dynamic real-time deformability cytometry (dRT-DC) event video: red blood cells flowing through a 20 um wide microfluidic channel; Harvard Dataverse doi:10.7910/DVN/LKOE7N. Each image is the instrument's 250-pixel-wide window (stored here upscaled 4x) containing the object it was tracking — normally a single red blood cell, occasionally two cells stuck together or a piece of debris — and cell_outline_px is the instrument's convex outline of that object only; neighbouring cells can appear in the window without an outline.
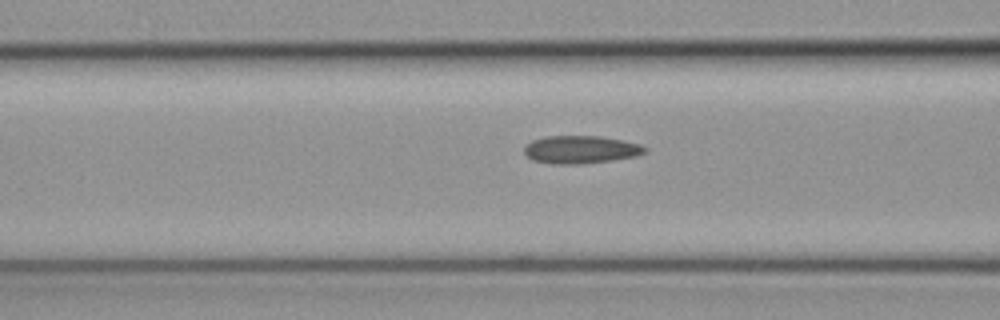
{"species": "common noctule bat (a hibernating species)", "species_latin": "Nyctalus noctula", "temperature_condition": "cold", "stored_images_in_passage": 34, "camera_frame_rate_fps": 3000, "um_per_image_px": 0.085, "animal": {"sex": "female", "body_mass_g": 19.3, "forearm_length_mm": 54.1}, "frame": {"image": 1, "passage_image": 12, "time_ms": 3.667, "image_size_px": [1000, 320], "cell_outline_px": [[648, 152], [636, 156], [612, 160], [580, 164], [552, 164], [532, 160], [524, 152], [524, 148], [532, 140], [544, 136], [600, 136], [640, 144], [648, 148]], "centroid_in_image_um": [49.37, 12.71], "position_along_channel_um": 117.2, "area_um2": 19.59}}
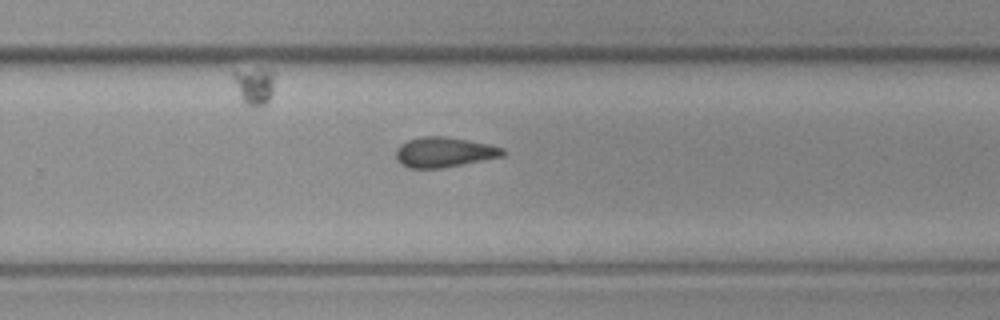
{"frame": {"image": 2, "passage_image": 26, "time_ms": 8.333, "image_size_px": [1000, 320], "cell_outline_px": [[508, 152], [504, 156], [440, 168], [408, 168], [400, 164], [396, 160], [396, 148], [400, 144], [408, 140], [420, 136], [448, 136], [488, 144], [504, 148]], "centroid_in_image_um": [37.74, 12.92], "position_along_channel_um": 292.1, "area_um2": 18.9}}
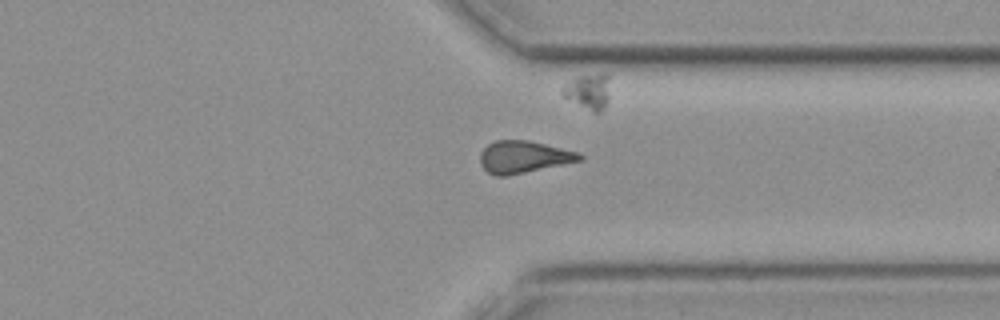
{"frame": {"image": 3, "passage_image": 32, "time_ms": 10.333, "image_size_px": [1000, 320], "cell_outline_px": [[584, 160], [508, 176], [496, 176], [488, 172], [480, 164], [480, 152], [488, 144], [496, 140], [528, 140], [580, 152], [584, 156]], "centroid_in_image_um": [44.53, 13.34], "position_along_channel_um": 366.9, "area_um2": 18.84}}